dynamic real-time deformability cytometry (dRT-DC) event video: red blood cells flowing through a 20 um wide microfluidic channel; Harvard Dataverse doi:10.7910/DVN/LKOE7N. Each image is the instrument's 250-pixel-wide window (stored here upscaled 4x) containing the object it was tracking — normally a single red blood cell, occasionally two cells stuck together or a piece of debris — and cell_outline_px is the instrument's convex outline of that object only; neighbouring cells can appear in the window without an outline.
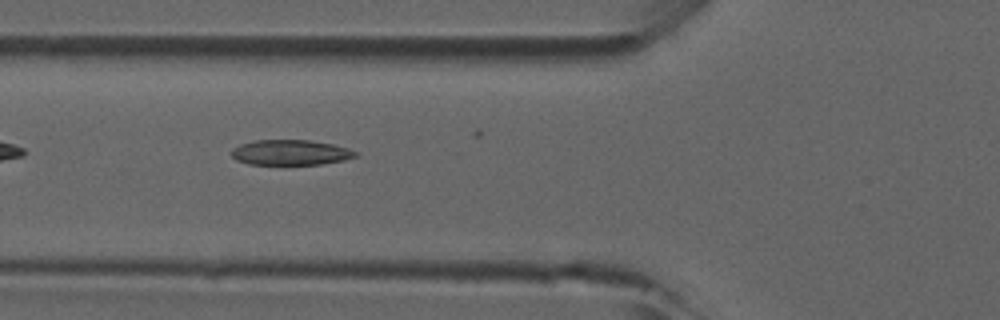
{"species": "common noctule bat (a hibernating species)", "species_latin": "Nyctalus noctula", "temperature_condition": "room temperature", "stored_images_in_passage": 24, "camera_frame_rate_fps": 3000, "um_per_image_px": 0.085, "animal": {"sex": "male", "forearm_length_mm": 52.5}, "frame": {"image": 1, "passage_image": 2, "time_ms": 0.333, "image_size_px": [1000, 320], "cell_outline_px": [[360, 156], [344, 160], [320, 164], [248, 164], [236, 160], [232, 156], [232, 148], [240, 144], [256, 140], [308, 140], [332, 144], [348, 148], [360, 152]], "centroid_in_image_um": [24.73, 12.96], "position_along_channel_um": 101.1, "area_um2": 18.32}}
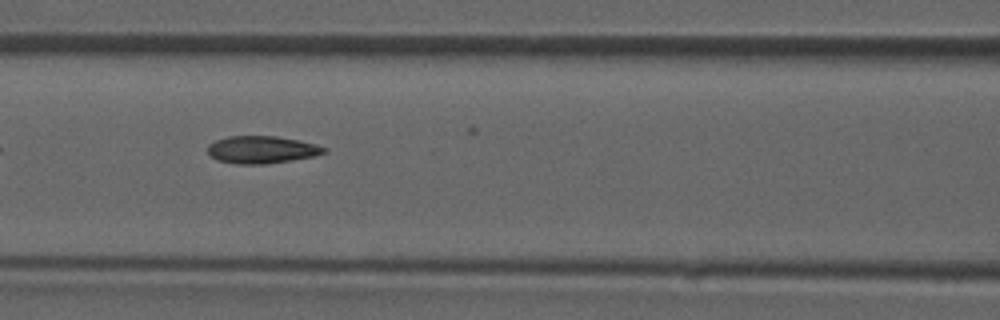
{"frame": {"image": 2, "passage_image": 5, "time_ms": 1.333, "image_size_px": [1000, 320], "cell_outline_px": [[328, 152], [312, 156], [292, 160], [264, 164], [236, 164], [216, 160], [208, 152], [208, 144], [216, 140], [228, 136], [276, 136], [316, 144], [328, 148]], "centroid_in_image_um": [22.24, 12.72], "position_along_channel_um": 144.4, "area_um2": 18.55}}